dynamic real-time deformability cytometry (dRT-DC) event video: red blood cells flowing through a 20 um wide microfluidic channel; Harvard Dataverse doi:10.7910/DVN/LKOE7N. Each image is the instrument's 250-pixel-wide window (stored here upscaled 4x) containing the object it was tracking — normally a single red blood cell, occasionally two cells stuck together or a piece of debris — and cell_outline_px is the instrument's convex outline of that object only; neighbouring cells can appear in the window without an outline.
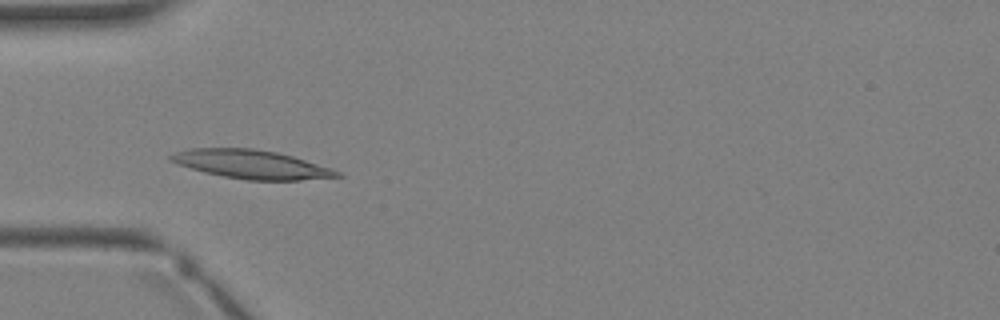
{"species": "Egyptian fruit bat (a non-hibernating species)", "species_latin": "Rousettus aegyptiacus", "temperature_condition": "warm", "stored_images_in_passage": 2, "camera_frame_rate_fps": 3000, "um_per_image_px": 0.085, "animal": {"sex": "female"}, "frame": {"image": 1, "passage_image": 2, "time_ms": 1.0, "image_size_px": [1000, 320], "cell_outline_px": [[344, 176], [300, 180], [248, 180], [224, 176], [204, 172], [176, 164], [168, 160], [168, 156], [176, 152], [188, 148], [252, 148], [276, 152], [292, 156], [332, 168], [340, 172]], "centroid_in_image_um": [21.34, 13.96], "position_along_channel_um": 63.7, "area_um2": 27.74}}